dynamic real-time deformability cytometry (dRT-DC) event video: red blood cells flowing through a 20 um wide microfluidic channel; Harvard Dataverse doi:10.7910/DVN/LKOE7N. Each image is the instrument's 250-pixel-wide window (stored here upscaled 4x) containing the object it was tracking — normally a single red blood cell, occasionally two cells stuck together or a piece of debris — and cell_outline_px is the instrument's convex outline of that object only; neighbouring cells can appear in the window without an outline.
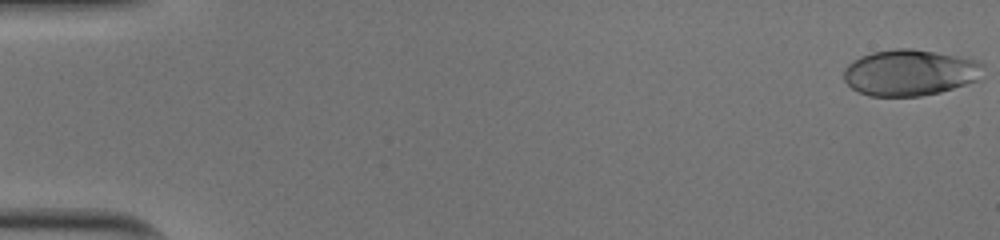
{"species": "human", "species_latin": "Homo sapiens", "temperature_condition": "cold", "stored_images_in_passage": 7, "camera_frame_rate_fps": 3000, "um_per_image_px": 0.085, "donor": {"sex": "male"}, "frame": {"image": 1, "passage_image": 1, "time_ms": 0.0, "image_size_px": [1000, 240], "cell_outline_px": [[984, 64], [980, 80], [940, 92], [920, 96], [868, 96], [852, 88], [844, 80], [844, 68], [852, 60], [860, 56], [872, 52], [896, 48], [912, 48], [980, 60]], "centroid_in_image_um": [77.36, 6.17], "position_along_channel_um": 7.6, "area_um2": 37.8}}